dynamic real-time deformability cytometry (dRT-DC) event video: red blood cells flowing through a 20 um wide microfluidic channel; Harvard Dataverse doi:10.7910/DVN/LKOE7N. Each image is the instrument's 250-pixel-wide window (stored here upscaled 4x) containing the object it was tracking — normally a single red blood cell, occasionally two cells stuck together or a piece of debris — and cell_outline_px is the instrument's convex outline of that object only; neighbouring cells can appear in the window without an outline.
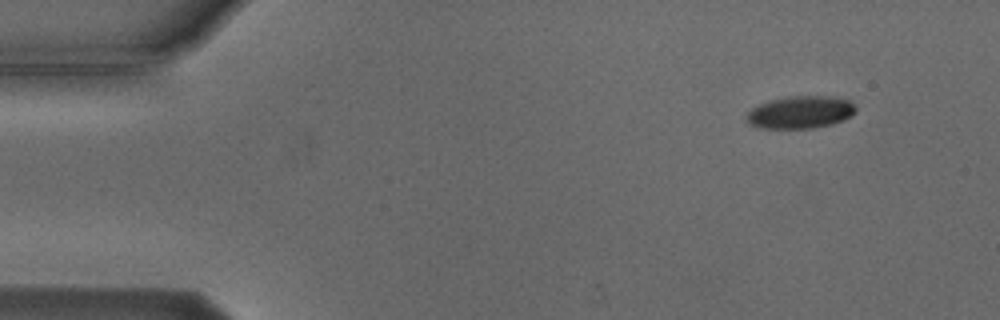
{"species": "Egyptian fruit bat (a non-hibernating species)", "species_latin": "Rousettus aegyptiacus", "temperature_condition": "cold", "stored_images_in_passage": 4, "camera_frame_rate_fps": 3000, "um_per_image_px": 0.085, "animal": {"sex": "male"}, "frame": {"image": 1, "passage_image": 1, "time_ms": 0.0, "image_size_px": [1000, 320], "cell_outline_px": [[856, 112], [844, 120], [832, 124], [812, 128], [760, 128], [748, 124], [744, 120], [744, 116], [752, 108], [760, 104], [772, 100], [788, 96], [828, 96], [848, 100], [856, 108]], "centroid_in_image_um": [67.99, 9.55], "position_along_channel_um": 17.0, "area_um2": 20.69}}
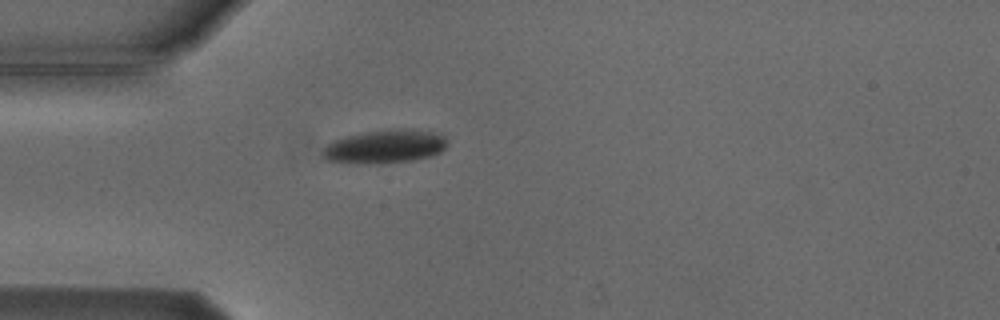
{"frame": {"image": 2, "passage_image": 4, "time_ms": 3.333, "image_size_px": [1000, 320], "cell_outline_px": [[448, 144], [440, 152], [432, 156], [412, 160], [380, 164], [360, 164], [324, 160], [320, 156], [320, 152], [332, 140], [348, 136], [368, 132], [392, 128], [412, 128], [432, 132], [444, 136]], "centroid_in_image_um": [32.69, 12.46], "position_along_channel_um": 52.3, "area_um2": 24.68}}